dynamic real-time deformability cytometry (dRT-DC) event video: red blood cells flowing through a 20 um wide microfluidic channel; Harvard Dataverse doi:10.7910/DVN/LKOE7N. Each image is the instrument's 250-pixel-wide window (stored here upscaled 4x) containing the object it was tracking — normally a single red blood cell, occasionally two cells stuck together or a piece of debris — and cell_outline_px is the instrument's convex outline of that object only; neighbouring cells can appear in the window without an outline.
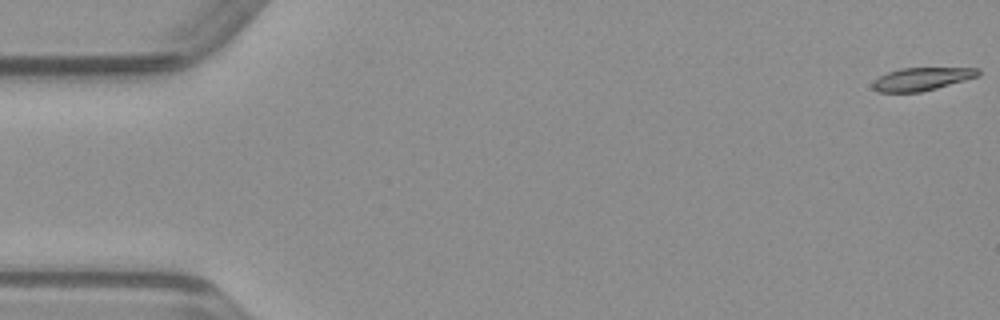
{"species": "common noctule bat (a hibernating species)", "species_latin": "Nyctalus noctula", "temperature_condition": "warm", "stored_images_in_passage": 50, "camera_frame_rate_fps": 3000, "um_per_image_px": 0.085, "animal": {"sex": "male", "body_mass_g": 23.1, "forearm_length_mm": 52.7}, "frame": {"image": 1, "passage_image": 1, "time_ms": 0.0, "image_size_px": [1000, 320], "cell_outline_px": [[980, 76], [936, 88], [920, 92], [876, 92], [872, 88], [872, 84], [880, 76], [888, 72], [900, 68], [980, 68]], "centroid_in_image_um": [78.36, 6.71], "position_along_channel_um": 6.6, "area_um2": 14.05}}
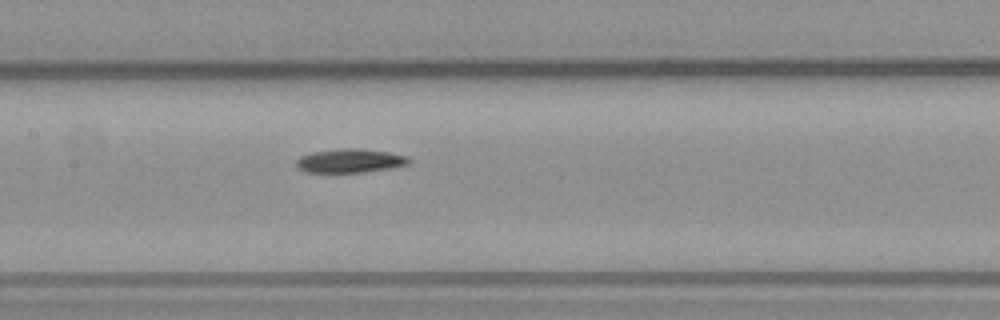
{"frame": {"image": 2, "passage_image": 24, "time_ms": 7.667, "image_size_px": [1000, 320], "cell_outline_px": [[412, 160], [408, 164], [388, 168], [364, 172], [308, 172], [296, 168], [296, 160], [300, 156], [312, 152], [340, 148], [356, 148], [388, 152], [408, 156]], "centroid_in_image_um": [29.73, 13.66], "position_along_channel_um": 177.7, "area_um2": 15.61}}
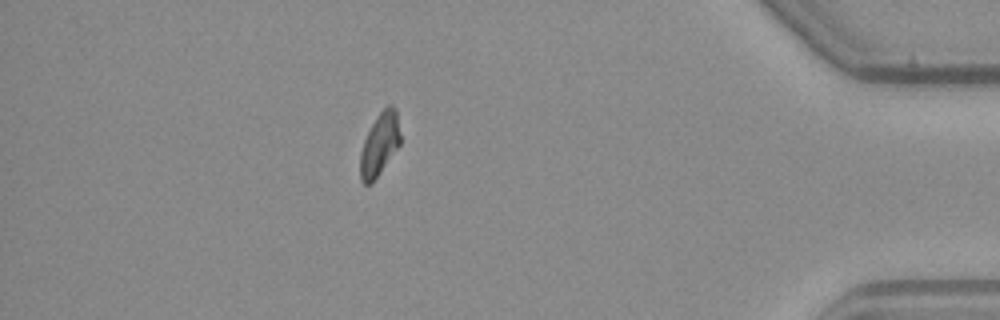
{"frame": {"image": 3, "passage_image": 44, "time_ms": 14.333, "image_size_px": [1000, 320], "cell_outline_px": [[400, 144], [372, 184], [364, 184], [360, 180], [360, 152], [364, 140], [376, 116], [388, 104], [392, 104], [396, 108], [400, 136]], "centroid_in_image_um": [32.26, 12.27], "position_along_channel_um": 402.9, "area_um2": 14.62}}